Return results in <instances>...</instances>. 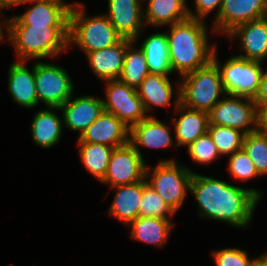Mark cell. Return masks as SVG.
<instances>
[{"mask_svg": "<svg viewBox=\"0 0 267 266\" xmlns=\"http://www.w3.org/2000/svg\"><path fill=\"white\" fill-rule=\"evenodd\" d=\"M107 100H102L103 111L115 115L129 128L148 116L135 88L120 80H108Z\"/></svg>", "mask_w": 267, "mask_h": 266, "instance_id": "cell-10", "label": "cell"}, {"mask_svg": "<svg viewBox=\"0 0 267 266\" xmlns=\"http://www.w3.org/2000/svg\"><path fill=\"white\" fill-rule=\"evenodd\" d=\"M82 6V3L71 4L69 43H76L86 54L113 46L122 39L106 15L86 17Z\"/></svg>", "mask_w": 267, "mask_h": 266, "instance_id": "cell-4", "label": "cell"}, {"mask_svg": "<svg viewBox=\"0 0 267 266\" xmlns=\"http://www.w3.org/2000/svg\"><path fill=\"white\" fill-rule=\"evenodd\" d=\"M230 38L240 37L241 48L247 60L262 61L267 58V17L242 23L227 34Z\"/></svg>", "mask_w": 267, "mask_h": 266, "instance_id": "cell-16", "label": "cell"}, {"mask_svg": "<svg viewBox=\"0 0 267 266\" xmlns=\"http://www.w3.org/2000/svg\"><path fill=\"white\" fill-rule=\"evenodd\" d=\"M35 88L39 101L59 110L73 94V83L64 68L43 62L35 63Z\"/></svg>", "mask_w": 267, "mask_h": 266, "instance_id": "cell-9", "label": "cell"}, {"mask_svg": "<svg viewBox=\"0 0 267 266\" xmlns=\"http://www.w3.org/2000/svg\"><path fill=\"white\" fill-rule=\"evenodd\" d=\"M172 89L168 76L149 73L136 91L147 112L152 109V105L168 106L173 94Z\"/></svg>", "mask_w": 267, "mask_h": 266, "instance_id": "cell-24", "label": "cell"}, {"mask_svg": "<svg viewBox=\"0 0 267 266\" xmlns=\"http://www.w3.org/2000/svg\"><path fill=\"white\" fill-rule=\"evenodd\" d=\"M78 141L116 148L130 142V128L115 115L102 111L98 118L79 135Z\"/></svg>", "mask_w": 267, "mask_h": 266, "instance_id": "cell-13", "label": "cell"}, {"mask_svg": "<svg viewBox=\"0 0 267 266\" xmlns=\"http://www.w3.org/2000/svg\"><path fill=\"white\" fill-rule=\"evenodd\" d=\"M193 171L172 160H162L152 174L146 167L147 184L176 212L184 202L187 190L190 191ZM151 179L147 181V178Z\"/></svg>", "mask_w": 267, "mask_h": 266, "instance_id": "cell-6", "label": "cell"}, {"mask_svg": "<svg viewBox=\"0 0 267 266\" xmlns=\"http://www.w3.org/2000/svg\"><path fill=\"white\" fill-rule=\"evenodd\" d=\"M204 20L188 18L170 27L168 40L169 60L172 71L181 76L207 66L212 61L216 44L208 45Z\"/></svg>", "mask_w": 267, "mask_h": 266, "instance_id": "cell-2", "label": "cell"}, {"mask_svg": "<svg viewBox=\"0 0 267 266\" xmlns=\"http://www.w3.org/2000/svg\"><path fill=\"white\" fill-rule=\"evenodd\" d=\"M258 129L267 133V105L258 111Z\"/></svg>", "mask_w": 267, "mask_h": 266, "instance_id": "cell-38", "label": "cell"}, {"mask_svg": "<svg viewBox=\"0 0 267 266\" xmlns=\"http://www.w3.org/2000/svg\"><path fill=\"white\" fill-rule=\"evenodd\" d=\"M141 2V0H108L106 16L122 38L136 42L139 37L145 22Z\"/></svg>", "mask_w": 267, "mask_h": 266, "instance_id": "cell-14", "label": "cell"}, {"mask_svg": "<svg viewBox=\"0 0 267 266\" xmlns=\"http://www.w3.org/2000/svg\"><path fill=\"white\" fill-rule=\"evenodd\" d=\"M182 79L180 104L192 110L208 113L220 101V95L225 93L219 67L213 61L183 75Z\"/></svg>", "mask_w": 267, "mask_h": 266, "instance_id": "cell-5", "label": "cell"}, {"mask_svg": "<svg viewBox=\"0 0 267 266\" xmlns=\"http://www.w3.org/2000/svg\"><path fill=\"white\" fill-rule=\"evenodd\" d=\"M242 149L246 152L260 175H267V133L259 129L245 134Z\"/></svg>", "mask_w": 267, "mask_h": 266, "instance_id": "cell-31", "label": "cell"}, {"mask_svg": "<svg viewBox=\"0 0 267 266\" xmlns=\"http://www.w3.org/2000/svg\"><path fill=\"white\" fill-rule=\"evenodd\" d=\"M217 266H254L256 259H249L239 248H225L213 253Z\"/></svg>", "mask_w": 267, "mask_h": 266, "instance_id": "cell-35", "label": "cell"}, {"mask_svg": "<svg viewBox=\"0 0 267 266\" xmlns=\"http://www.w3.org/2000/svg\"><path fill=\"white\" fill-rule=\"evenodd\" d=\"M144 11L146 24L163 26L172 25L190 18L186 0H148Z\"/></svg>", "mask_w": 267, "mask_h": 266, "instance_id": "cell-23", "label": "cell"}, {"mask_svg": "<svg viewBox=\"0 0 267 266\" xmlns=\"http://www.w3.org/2000/svg\"><path fill=\"white\" fill-rule=\"evenodd\" d=\"M131 225V237L135 240L154 244L157 247L166 243L173 224L169 219L138 216Z\"/></svg>", "mask_w": 267, "mask_h": 266, "instance_id": "cell-25", "label": "cell"}, {"mask_svg": "<svg viewBox=\"0 0 267 266\" xmlns=\"http://www.w3.org/2000/svg\"><path fill=\"white\" fill-rule=\"evenodd\" d=\"M267 17V0H223L214 32L228 34L236 26Z\"/></svg>", "mask_w": 267, "mask_h": 266, "instance_id": "cell-12", "label": "cell"}, {"mask_svg": "<svg viewBox=\"0 0 267 266\" xmlns=\"http://www.w3.org/2000/svg\"><path fill=\"white\" fill-rule=\"evenodd\" d=\"M126 51V39L122 38L113 46L86 53L89 65L101 80H118Z\"/></svg>", "mask_w": 267, "mask_h": 266, "instance_id": "cell-19", "label": "cell"}, {"mask_svg": "<svg viewBox=\"0 0 267 266\" xmlns=\"http://www.w3.org/2000/svg\"><path fill=\"white\" fill-rule=\"evenodd\" d=\"M188 153L195 162L200 164H208L220 156L208 132L188 146Z\"/></svg>", "mask_w": 267, "mask_h": 266, "instance_id": "cell-33", "label": "cell"}, {"mask_svg": "<svg viewBox=\"0 0 267 266\" xmlns=\"http://www.w3.org/2000/svg\"><path fill=\"white\" fill-rule=\"evenodd\" d=\"M254 266H267V252L257 258Z\"/></svg>", "mask_w": 267, "mask_h": 266, "instance_id": "cell-40", "label": "cell"}, {"mask_svg": "<svg viewBox=\"0 0 267 266\" xmlns=\"http://www.w3.org/2000/svg\"><path fill=\"white\" fill-rule=\"evenodd\" d=\"M146 162L129 142L111 153L107 171L101 182L112 187L132 184L145 179Z\"/></svg>", "mask_w": 267, "mask_h": 266, "instance_id": "cell-11", "label": "cell"}, {"mask_svg": "<svg viewBox=\"0 0 267 266\" xmlns=\"http://www.w3.org/2000/svg\"><path fill=\"white\" fill-rule=\"evenodd\" d=\"M4 1V6L5 8H8V6L10 5H21V4H24L26 2H29L30 4L36 2V1H45V0H3Z\"/></svg>", "mask_w": 267, "mask_h": 266, "instance_id": "cell-39", "label": "cell"}, {"mask_svg": "<svg viewBox=\"0 0 267 266\" xmlns=\"http://www.w3.org/2000/svg\"><path fill=\"white\" fill-rule=\"evenodd\" d=\"M254 102L257 106L258 111L264 106L267 105V72H263L259 91L257 96L254 99Z\"/></svg>", "mask_w": 267, "mask_h": 266, "instance_id": "cell-37", "label": "cell"}, {"mask_svg": "<svg viewBox=\"0 0 267 266\" xmlns=\"http://www.w3.org/2000/svg\"><path fill=\"white\" fill-rule=\"evenodd\" d=\"M216 49L212 61L219 67L225 94L255 99L263 75L261 61L247 60L240 56L229 58L220 70Z\"/></svg>", "mask_w": 267, "mask_h": 266, "instance_id": "cell-7", "label": "cell"}, {"mask_svg": "<svg viewBox=\"0 0 267 266\" xmlns=\"http://www.w3.org/2000/svg\"><path fill=\"white\" fill-rule=\"evenodd\" d=\"M130 143L142 156L138 145L148 148L170 147L173 143L168 126L148 116L130 128Z\"/></svg>", "mask_w": 267, "mask_h": 266, "instance_id": "cell-21", "label": "cell"}, {"mask_svg": "<svg viewBox=\"0 0 267 266\" xmlns=\"http://www.w3.org/2000/svg\"><path fill=\"white\" fill-rule=\"evenodd\" d=\"M19 60L56 56L69 47V26L7 25Z\"/></svg>", "mask_w": 267, "mask_h": 266, "instance_id": "cell-3", "label": "cell"}, {"mask_svg": "<svg viewBox=\"0 0 267 266\" xmlns=\"http://www.w3.org/2000/svg\"><path fill=\"white\" fill-rule=\"evenodd\" d=\"M20 60L13 63L8 73V89L15 102L26 108H33L38 104L35 88V64L32 71Z\"/></svg>", "mask_w": 267, "mask_h": 266, "instance_id": "cell-20", "label": "cell"}, {"mask_svg": "<svg viewBox=\"0 0 267 266\" xmlns=\"http://www.w3.org/2000/svg\"><path fill=\"white\" fill-rule=\"evenodd\" d=\"M147 185L146 179L132 184L119 185L115 188L116 195L109 209V214L129 225L139 216V203L143 188Z\"/></svg>", "mask_w": 267, "mask_h": 266, "instance_id": "cell-22", "label": "cell"}, {"mask_svg": "<svg viewBox=\"0 0 267 266\" xmlns=\"http://www.w3.org/2000/svg\"><path fill=\"white\" fill-rule=\"evenodd\" d=\"M70 8L62 0L36 1L24 14L8 19L7 25L69 26Z\"/></svg>", "mask_w": 267, "mask_h": 266, "instance_id": "cell-15", "label": "cell"}, {"mask_svg": "<svg viewBox=\"0 0 267 266\" xmlns=\"http://www.w3.org/2000/svg\"><path fill=\"white\" fill-rule=\"evenodd\" d=\"M229 96L216 103L208 112L209 124L235 128L245 134L258 130V109L254 100L240 96ZM251 124L255 127L248 126Z\"/></svg>", "mask_w": 267, "mask_h": 266, "instance_id": "cell-8", "label": "cell"}, {"mask_svg": "<svg viewBox=\"0 0 267 266\" xmlns=\"http://www.w3.org/2000/svg\"><path fill=\"white\" fill-rule=\"evenodd\" d=\"M190 192L200 208V216L245 227L252 220L261 192L193 173Z\"/></svg>", "mask_w": 267, "mask_h": 266, "instance_id": "cell-1", "label": "cell"}, {"mask_svg": "<svg viewBox=\"0 0 267 266\" xmlns=\"http://www.w3.org/2000/svg\"><path fill=\"white\" fill-rule=\"evenodd\" d=\"M173 209L148 184L143 188L139 203V216L168 219L173 215Z\"/></svg>", "mask_w": 267, "mask_h": 266, "instance_id": "cell-32", "label": "cell"}, {"mask_svg": "<svg viewBox=\"0 0 267 266\" xmlns=\"http://www.w3.org/2000/svg\"><path fill=\"white\" fill-rule=\"evenodd\" d=\"M177 99H176V112H182L181 117L174 121V128L176 134V146L186 145L189 146L198 137L204 135L208 131L209 119L208 113L204 111L192 110L184 107L180 104V83L177 88Z\"/></svg>", "mask_w": 267, "mask_h": 266, "instance_id": "cell-18", "label": "cell"}, {"mask_svg": "<svg viewBox=\"0 0 267 266\" xmlns=\"http://www.w3.org/2000/svg\"><path fill=\"white\" fill-rule=\"evenodd\" d=\"M135 41L126 39L125 60L118 78L121 82L137 88L148 76L149 70L142 49H133Z\"/></svg>", "mask_w": 267, "mask_h": 266, "instance_id": "cell-28", "label": "cell"}, {"mask_svg": "<svg viewBox=\"0 0 267 266\" xmlns=\"http://www.w3.org/2000/svg\"><path fill=\"white\" fill-rule=\"evenodd\" d=\"M50 111V107L45 110H40L34 116L31 133L33 141L45 148L54 146L61 137L63 121Z\"/></svg>", "mask_w": 267, "mask_h": 266, "instance_id": "cell-27", "label": "cell"}, {"mask_svg": "<svg viewBox=\"0 0 267 266\" xmlns=\"http://www.w3.org/2000/svg\"><path fill=\"white\" fill-rule=\"evenodd\" d=\"M144 52L149 73L168 76L173 73L168 52L166 33H155L143 41Z\"/></svg>", "mask_w": 267, "mask_h": 266, "instance_id": "cell-26", "label": "cell"}, {"mask_svg": "<svg viewBox=\"0 0 267 266\" xmlns=\"http://www.w3.org/2000/svg\"><path fill=\"white\" fill-rule=\"evenodd\" d=\"M207 132L216 145L220 156L231 155L242 149L245 133L241 130L209 124Z\"/></svg>", "mask_w": 267, "mask_h": 266, "instance_id": "cell-30", "label": "cell"}, {"mask_svg": "<svg viewBox=\"0 0 267 266\" xmlns=\"http://www.w3.org/2000/svg\"><path fill=\"white\" fill-rule=\"evenodd\" d=\"M79 154L85 168L99 181L106 174L113 147L98 143L78 141Z\"/></svg>", "mask_w": 267, "mask_h": 266, "instance_id": "cell-29", "label": "cell"}, {"mask_svg": "<svg viewBox=\"0 0 267 266\" xmlns=\"http://www.w3.org/2000/svg\"><path fill=\"white\" fill-rule=\"evenodd\" d=\"M5 6H4V1L3 0H0V11L2 9H4ZM4 39V32L2 31V27L0 25V41Z\"/></svg>", "mask_w": 267, "mask_h": 266, "instance_id": "cell-41", "label": "cell"}, {"mask_svg": "<svg viewBox=\"0 0 267 266\" xmlns=\"http://www.w3.org/2000/svg\"><path fill=\"white\" fill-rule=\"evenodd\" d=\"M222 1L223 0H195V5H196V14L193 13L189 8H188V12L190 15V18L193 19H200L203 20L205 18V16L213 11L214 8H216L217 6L219 7L217 15L220 12L221 6H222ZM204 17V18H203Z\"/></svg>", "mask_w": 267, "mask_h": 266, "instance_id": "cell-36", "label": "cell"}, {"mask_svg": "<svg viewBox=\"0 0 267 266\" xmlns=\"http://www.w3.org/2000/svg\"><path fill=\"white\" fill-rule=\"evenodd\" d=\"M63 110V123L73 131H80L92 124L103 111L102 99L81 96L71 100V97L59 107Z\"/></svg>", "mask_w": 267, "mask_h": 266, "instance_id": "cell-17", "label": "cell"}, {"mask_svg": "<svg viewBox=\"0 0 267 266\" xmlns=\"http://www.w3.org/2000/svg\"><path fill=\"white\" fill-rule=\"evenodd\" d=\"M228 163L231 175L241 181H248L250 178L260 175L243 149L231 154Z\"/></svg>", "mask_w": 267, "mask_h": 266, "instance_id": "cell-34", "label": "cell"}]
</instances>
